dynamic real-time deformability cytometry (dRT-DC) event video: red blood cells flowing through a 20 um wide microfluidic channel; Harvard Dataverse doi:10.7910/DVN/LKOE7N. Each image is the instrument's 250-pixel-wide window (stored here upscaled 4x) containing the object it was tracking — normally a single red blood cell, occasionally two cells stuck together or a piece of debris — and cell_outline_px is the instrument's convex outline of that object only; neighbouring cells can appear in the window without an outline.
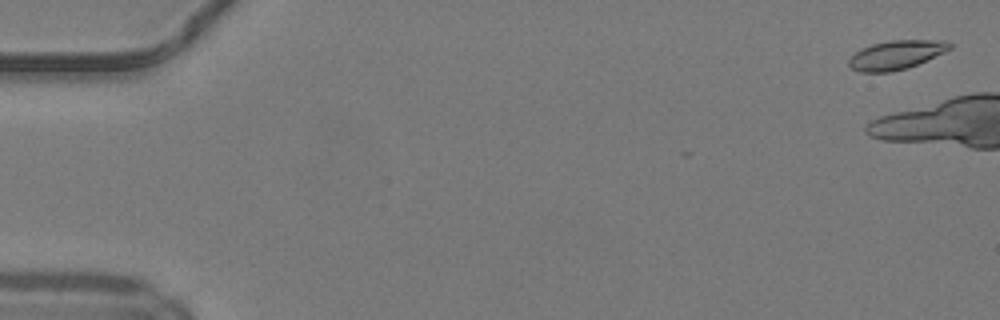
{"species": "common noctule bat (a hibernating species)", "species_latin": "Nyctalus noctula", "temperature_condition": "warm", "stored_images_in_passage": 6, "camera_frame_rate_fps": 3000, "um_per_image_px": 0.085, "animal": {"sex": "male", "body_mass_g": 19.2, "forearm_length_mm": 51.8}, "frame": {"image": 1, "passage_image": 2, "time_ms": 0.333, "image_size_px": [1000, 320], "cell_outline_px": [[952, 48], [944, 52], [908, 68], [892, 72], [860, 72], [852, 68], [848, 64], [848, 60], [856, 52], [872, 44], [892, 40], [948, 40], [952, 44]], "centroid_in_image_um": [76.2, 4.66], "position_along_channel_um": 8.8, "area_um2": 16.94}}